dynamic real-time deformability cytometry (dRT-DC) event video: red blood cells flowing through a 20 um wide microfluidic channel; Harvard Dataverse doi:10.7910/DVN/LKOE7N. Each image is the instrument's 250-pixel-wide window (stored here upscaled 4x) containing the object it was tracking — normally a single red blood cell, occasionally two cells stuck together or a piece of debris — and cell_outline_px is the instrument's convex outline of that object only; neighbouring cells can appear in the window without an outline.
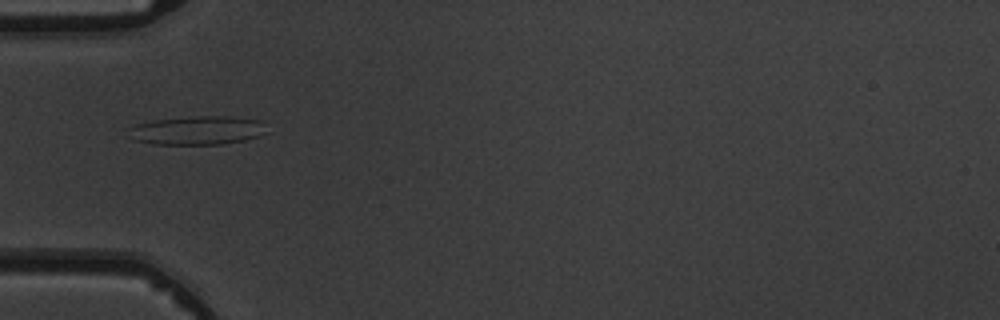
{"species": "common noctule bat (a hibernating species)", "species_latin": "Nyctalus noctula", "temperature_condition": "warm", "stored_images_in_passage": 6, "camera_frame_rate_fps": 3000, "um_per_image_px": 0.085, "animal": {"sex": "male", "body_mass_g": 19.5, "forearm_length_mm": 54.6}, "frame": {"image": 1, "passage_image": 3, "time_ms": 2.333, "image_size_px": [1000, 320], "cell_outline_px": [[268, 132], [260, 136], [244, 140], [224, 144], [152, 144], [132, 140], [128, 128], [136, 124], [156, 120], [196, 116], [228, 116], [264, 120]], "centroid_in_image_um": [16.84, 11.08], "position_along_channel_um": 68.2, "area_um2": 23.35}}
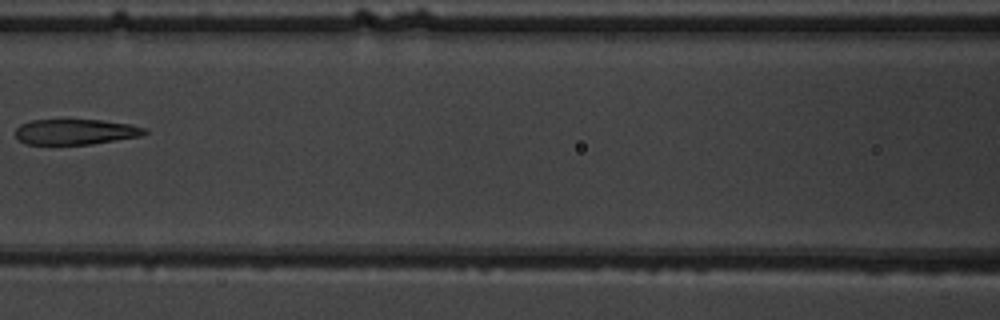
{"frame": {"image": 2, "passage_image": 5, "time_ms": 4.667, "image_size_px": [1000, 320], "cell_outline_px": [[148, 132], [140, 136], [92, 144], [24, 144], [16, 136], [16, 128], [20, 124], [32, 120], [64, 116], [104, 120], [132, 124], [148, 128]], "centroid_in_image_um": [6.42, 11.14], "position_along_channel_um": 160.2, "area_um2": 20.29}}
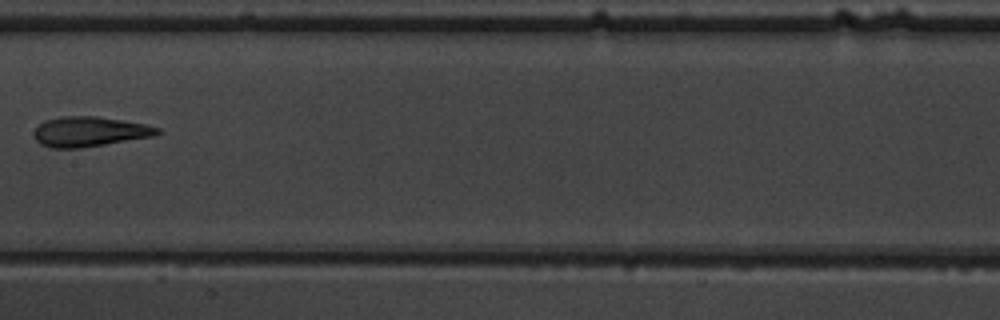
{"frame": {"image": 3, "passage_image": 6, "time_ms": 5.667, "image_size_px": [1000, 320], "cell_outline_px": [[160, 132], [152, 136], [80, 148], [52, 148], [40, 144], [36, 140], [32, 132], [44, 120], [60, 116], [96, 116], [148, 124], [160, 128]], "centroid_in_image_um": [7.57, 11.18], "position_along_channel_um": 199.8, "area_um2": 21.5}}